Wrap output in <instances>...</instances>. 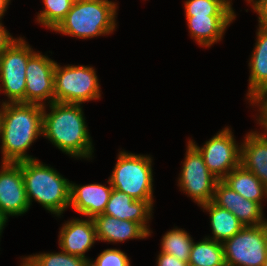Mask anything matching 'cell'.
<instances>
[{"mask_svg":"<svg viewBox=\"0 0 267 266\" xmlns=\"http://www.w3.org/2000/svg\"><path fill=\"white\" fill-rule=\"evenodd\" d=\"M0 118L2 162L18 163L34 158L26 150L43 134V107L30 103H2Z\"/></svg>","mask_w":267,"mask_h":266,"instance_id":"1","label":"cell"},{"mask_svg":"<svg viewBox=\"0 0 267 266\" xmlns=\"http://www.w3.org/2000/svg\"><path fill=\"white\" fill-rule=\"evenodd\" d=\"M50 113L43 107V135L72 157L90 158L93 152L80 104L50 103Z\"/></svg>","mask_w":267,"mask_h":266,"instance_id":"2","label":"cell"},{"mask_svg":"<svg viewBox=\"0 0 267 266\" xmlns=\"http://www.w3.org/2000/svg\"><path fill=\"white\" fill-rule=\"evenodd\" d=\"M21 170L29 204L34 199L60 216L70 203V182L36 158L21 161Z\"/></svg>","mask_w":267,"mask_h":266,"instance_id":"3","label":"cell"},{"mask_svg":"<svg viewBox=\"0 0 267 266\" xmlns=\"http://www.w3.org/2000/svg\"><path fill=\"white\" fill-rule=\"evenodd\" d=\"M116 9L112 1L75 0L54 31L84 39L112 33Z\"/></svg>","mask_w":267,"mask_h":266,"instance_id":"4","label":"cell"},{"mask_svg":"<svg viewBox=\"0 0 267 266\" xmlns=\"http://www.w3.org/2000/svg\"><path fill=\"white\" fill-rule=\"evenodd\" d=\"M151 163L149 156L121 151L109 178L111 186L135 200L148 201L153 206Z\"/></svg>","mask_w":267,"mask_h":266,"instance_id":"5","label":"cell"},{"mask_svg":"<svg viewBox=\"0 0 267 266\" xmlns=\"http://www.w3.org/2000/svg\"><path fill=\"white\" fill-rule=\"evenodd\" d=\"M100 88L96 71L87 66L60 67L54 69V102L82 104L99 99Z\"/></svg>","mask_w":267,"mask_h":266,"instance_id":"6","label":"cell"},{"mask_svg":"<svg viewBox=\"0 0 267 266\" xmlns=\"http://www.w3.org/2000/svg\"><path fill=\"white\" fill-rule=\"evenodd\" d=\"M222 245L227 266H264L267 259V223L244 226Z\"/></svg>","mask_w":267,"mask_h":266,"instance_id":"7","label":"cell"},{"mask_svg":"<svg viewBox=\"0 0 267 266\" xmlns=\"http://www.w3.org/2000/svg\"><path fill=\"white\" fill-rule=\"evenodd\" d=\"M35 52L19 38L0 55V91H4L8 103H25L26 67ZM2 88V89H1Z\"/></svg>","mask_w":267,"mask_h":266,"instance_id":"8","label":"cell"},{"mask_svg":"<svg viewBox=\"0 0 267 266\" xmlns=\"http://www.w3.org/2000/svg\"><path fill=\"white\" fill-rule=\"evenodd\" d=\"M218 179L208 170L200 152L188 141L179 186L198 205L213 201Z\"/></svg>","mask_w":267,"mask_h":266,"instance_id":"9","label":"cell"},{"mask_svg":"<svg viewBox=\"0 0 267 266\" xmlns=\"http://www.w3.org/2000/svg\"><path fill=\"white\" fill-rule=\"evenodd\" d=\"M189 142L200 152L208 170L218 180H223L240 165L241 147L236 145L229 128L217 133L202 148L193 141Z\"/></svg>","mask_w":267,"mask_h":266,"instance_id":"10","label":"cell"},{"mask_svg":"<svg viewBox=\"0 0 267 266\" xmlns=\"http://www.w3.org/2000/svg\"><path fill=\"white\" fill-rule=\"evenodd\" d=\"M56 62L34 53L27 62L25 103L44 106L43 100L54 102V69Z\"/></svg>","mask_w":267,"mask_h":266,"instance_id":"11","label":"cell"},{"mask_svg":"<svg viewBox=\"0 0 267 266\" xmlns=\"http://www.w3.org/2000/svg\"><path fill=\"white\" fill-rule=\"evenodd\" d=\"M30 207L24 186L21 162H2L0 171V211L8 215H21Z\"/></svg>","mask_w":267,"mask_h":266,"instance_id":"12","label":"cell"},{"mask_svg":"<svg viewBox=\"0 0 267 266\" xmlns=\"http://www.w3.org/2000/svg\"><path fill=\"white\" fill-rule=\"evenodd\" d=\"M213 202L234 214L244 226H258L267 223L262 218L261 204L244 198L222 180H218L215 185Z\"/></svg>","mask_w":267,"mask_h":266,"instance_id":"13","label":"cell"},{"mask_svg":"<svg viewBox=\"0 0 267 266\" xmlns=\"http://www.w3.org/2000/svg\"><path fill=\"white\" fill-rule=\"evenodd\" d=\"M97 239L93 218L88 220L73 219L62 226L59 236L61 250L87 259L85 252L89 250Z\"/></svg>","mask_w":267,"mask_h":266,"instance_id":"14","label":"cell"},{"mask_svg":"<svg viewBox=\"0 0 267 266\" xmlns=\"http://www.w3.org/2000/svg\"><path fill=\"white\" fill-rule=\"evenodd\" d=\"M108 182L110 184L109 187L95 183L85 186H77L70 183L69 205L75 211L89 218L103 214L113 189L110 180Z\"/></svg>","mask_w":267,"mask_h":266,"instance_id":"15","label":"cell"},{"mask_svg":"<svg viewBox=\"0 0 267 266\" xmlns=\"http://www.w3.org/2000/svg\"><path fill=\"white\" fill-rule=\"evenodd\" d=\"M152 205L148 201L135 200L126 193L112 189L110 199L103 214L120 220H130L140 223L149 233L147 221L152 215Z\"/></svg>","mask_w":267,"mask_h":266,"instance_id":"16","label":"cell"},{"mask_svg":"<svg viewBox=\"0 0 267 266\" xmlns=\"http://www.w3.org/2000/svg\"><path fill=\"white\" fill-rule=\"evenodd\" d=\"M98 240L123 242L128 239H144L150 233L140 224L130 220H120L106 214L93 218Z\"/></svg>","mask_w":267,"mask_h":266,"instance_id":"17","label":"cell"},{"mask_svg":"<svg viewBox=\"0 0 267 266\" xmlns=\"http://www.w3.org/2000/svg\"><path fill=\"white\" fill-rule=\"evenodd\" d=\"M264 134H247L245 142L240 146V165L251 171L267 187V134Z\"/></svg>","mask_w":267,"mask_h":266,"instance_id":"18","label":"cell"},{"mask_svg":"<svg viewBox=\"0 0 267 266\" xmlns=\"http://www.w3.org/2000/svg\"><path fill=\"white\" fill-rule=\"evenodd\" d=\"M186 19L191 36L200 45L209 47L222 39L235 16H186Z\"/></svg>","mask_w":267,"mask_h":266,"instance_id":"19","label":"cell"},{"mask_svg":"<svg viewBox=\"0 0 267 266\" xmlns=\"http://www.w3.org/2000/svg\"><path fill=\"white\" fill-rule=\"evenodd\" d=\"M222 181L244 198L259 204L264 196L267 197V187L241 165L233 169Z\"/></svg>","mask_w":267,"mask_h":266,"instance_id":"20","label":"cell"},{"mask_svg":"<svg viewBox=\"0 0 267 266\" xmlns=\"http://www.w3.org/2000/svg\"><path fill=\"white\" fill-rule=\"evenodd\" d=\"M210 214L213 238L217 242L223 243L238 233L244 225L239 219L227 209L219 207L213 201L201 205Z\"/></svg>","mask_w":267,"mask_h":266,"instance_id":"21","label":"cell"},{"mask_svg":"<svg viewBox=\"0 0 267 266\" xmlns=\"http://www.w3.org/2000/svg\"><path fill=\"white\" fill-rule=\"evenodd\" d=\"M249 66L251 74L249 76V92L247 96L250 98L261 87L267 85V30L260 27Z\"/></svg>","mask_w":267,"mask_h":266,"instance_id":"22","label":"cell"},{"mask_svg":"<svg viewBox=\"0 0 267 266\" xmlns=\"http://www.w3.org/2000/svg\"><path fill=\"white\" fill-rule=\"evenodd\" d=\"M188 264L189 266H227L222 243L209 238L198 243L193 242Z\"/></svg>","mask_w":267,"mask_h":266,"instance_id":"23","label":"cell"},{"mask_svg":"<svg viewBox=\"0 0 267 266\" xmlns=\"http://www.w3.org/2000/svg\"><path fill=\"white\" fill-rule=\"evenodd\" d=\"M161 252L175 256L176 258L188 262L193 239L183 229H173L167 232L162 240Z\"/></svg>","mask_w":267,"mask_h":266,"instance_id":"24","label":"cell"},{"mask_svg":"<svg viewBox=\"0 0 267 266\" xmlns=\"http://www.w3.org/2000/svg\"><path fill=\"white\" fill-rule=\"evenodd\" d=\"M186 16H236L224 0H187Z\"/></svg>","mask_w":267,"mask_h":266,"instance_id":"25","label":"cell"},{"mask_svg":"<svg viewBox=\"0 0 267 266\" xmlns=\"http://www.w3.org/2000/svg\"><path fill=\"white\" fill-rule=\"evenodd\" d=\"M75 0H43L45 10L40 12L37 21L54 30L72 8Z\"/></svg>","mask_w":267,"mask_h":266,"instance_id":"26","label":"cell"},{"mask_svg":"<svg viewBox=\"0 0 267 266\" xmlns=\"http://www.w3.org/2000/svg\"><path fill=\"white\" fill-rule=\"evenodd\" d=\"M30 257L38 266H83L87 260L64 251L60 253H41Z\"/></svg>","mask_w":267,"mask_h":266,"instance_id":"27","label":"cell"},{"mask_svg":"<svg viewBox=\"0 0 267 266\" xmlns=\"http://www.w3.org/2000/svg\"><path fill=\"white\" fill-rule=\"evenodd\" d=\"M97 266H131L127 255L118 249H106L96 258Z\"/></svg>","mask_w":267,"mask_h":266,"instance_id":"28","label":"cell"},{"mask_svg":"<svg viewBox=\"0 0 267 266\" xmlns=\"http://www.w3.org/2000/svg\"><path fill=\"white\" fill-rule=\"evenodd\" d=\"M250 102L253 104L260 103V112L261 116H259V123L265 128L267 131V85L261 87L258 91H256L250 98ZM261 117V118H260Z\"/></svg>","mask_w":267,"mask_h":266,"instance_id":"29","label":"cell"},{"mask_svg":"<svg viewBox=\"0 0 267 266\" xmlns=\"http://www.w3.org/2000/svg\"><path fill=\"white\" fill-rule=\"evenodd\" d=\"M157 266H189V264L173 255L161 252L158 255Z\"/></svg>","mask_w":267,"mask_h":266,"instance_id":"30","label":"cell"},{"mask_svg":"<svg viewBox=\"0 0 267 266\" xmlns=\"http://www.w3.org/2000/svg\"><path fill=\"white\" fill-rule=\"evenodd\" d=\"M253 9L259 15V27L267 30V0H258Z\"/></svg>","mask_w":267,"mask_h":266,"instance_id":"31","label":"cell"},{"mask_svg":"<svg viewBox=\"0 0 267 266\" xmlns=\"http://www.w3.org/2000/svg\"><path fill=\"white\" fill-rule=\"evenodd\" d=\"M16 40L11 37L10 33L0 23V55Z\"/></svg>","mask_w":267,"mask_h":266,"instance_id":"32","label":"cell"},{"mask_svg":"<svg viewBox=\"0 0 267 266\" xmlns=\"http://www.w3.org/2000/svg\"><path fill=\"white\" fill-rule=\"evenodd\" d=\"M9 1L10 0H0V20L2 16L4 15L6 8L8 7Z\"/></svg>","mask_w":267,"mask_h":266,"instance_id":"33","label":"cell"},{"mask_svg":"<svg viewBox=\"0 0 267 266\" xmlns=\"http://www.w3.org/2000/svg\"><path fill=\"white\" fill-rule=\"evenodd\" d=\"M21 266H38V265L35 263V261L30 256H28L26 258H23V263Z\"/></svg>","mask_w":267,"mask_h":266,"instance_id":"34","label":"cell"},{"mask_svg":"<svg viewBox=\"0 0 267 266\" xmlns=\"http://www.w3.org/2000/svg\"><path fill=\"white\" fill-rule=\"evenodd\" d=\"M6 220H7V218L0 211V235H1V232L4 228L3 226L6 224Z\"/></svg>","mask_w":267,"mask_h":266,"instance_id":"35","label":"cell"},{"mask_svg":"<svg viewBox=\"0 0 267 266\" xmlns=\"http://www.w3.org/2000/svg\"><path fill=\"white\" fill-rule=\"evenodd\" d=\"M83 266H97L93 261L90 262V260H86Z\"/></svg>","mask_w":267,"mask_h":266,"instance_id":"36","label":"cell"},{"mask_svg":"<svg viewBox=\"0 0 267 266\" xmlns=\"http://www.w3.org/2000/svg\"><path fill=\"white\" fill-rule=\"evenodd\" d=\"M247 1H249V2H253V5H252L253 7H254V5H256V3L258 2V0H255V1H254V0H247Z\"/></svg>","mask_w":267,"mask_h":266,"instance_id":"37","label":"cell"},{"mask_svg":"<svg viewBox=\"0 0 267 266\" xmlns=\"http://www.w3.org/2000/svg\"><path fill=\"white\" fill-rule=\"evenodd\" d=\"M224 1H225L227 4H229L230 8L232 9L230 1H229V0H224Z\"/></svg>","mask_w":267,"mask_h":266,"instance_id":"38","label":"cell"}]
</instances>
